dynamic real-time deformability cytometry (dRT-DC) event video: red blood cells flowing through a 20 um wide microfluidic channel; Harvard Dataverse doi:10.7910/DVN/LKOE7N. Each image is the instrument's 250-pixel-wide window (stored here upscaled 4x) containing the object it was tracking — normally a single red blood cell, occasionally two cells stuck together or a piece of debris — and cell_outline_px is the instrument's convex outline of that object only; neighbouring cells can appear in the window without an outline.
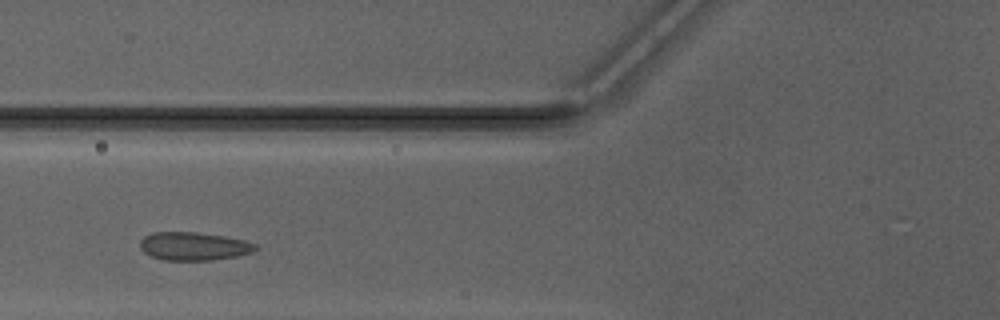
{"species": "Egyptian fruit bat (a non-hibernating species)", "species_latin": "Rousettus aegyptiacus", "temperature_condition": "warm", "stored_images_in_passage": 32, "camera_frame_rate_fps": 3000, "um_per_image_px": 0.085, "animal": {"sex": "male"}, "frame": {"image": 1, "passage_image": 7, "time_ms": 2.0, "image_size_px": [1000, 320], "cell_outline_px": [[260, 248], [252, 252], [236, 256], [212, 260], [160, 260], [144, 252], [140, 248], [140, 240], [144, 236], [152, 232], [196, 232], [224, 236], [244, 240], [256, 244]], "centroid_in_image_um": [16.46, 20.93], "position_along_channel_um": 109.3, "area_um2": 19.07}}
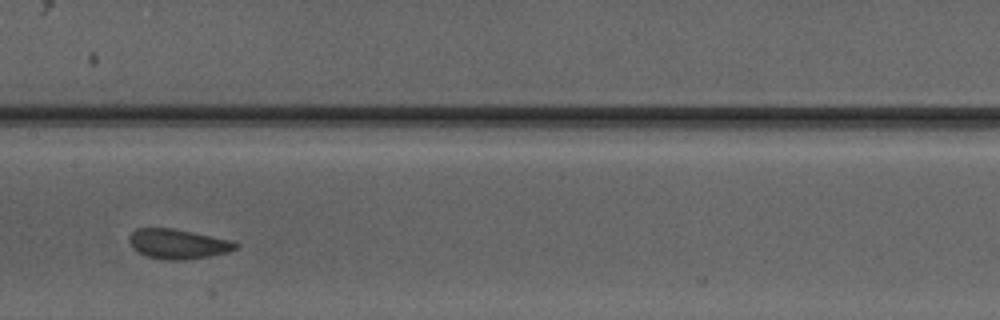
{"frame": {"image": 2, "passage_image": 13, "time_ms": 4.0, "image_size_px": [1000, 320], "cell_outline_px": [[240, 244], [236, 248], [228, 252], [208, 256], [184, 260], [168, 260], [144, 256], [136, 252], [132, 248], [128, 240], [128, 236], [136, 228], [172, 228], [232, 240]], "centroid_in_image_um": [15.08, 20.74], "position_along_channel_um": 192.3, "area_um2": 18.61}}
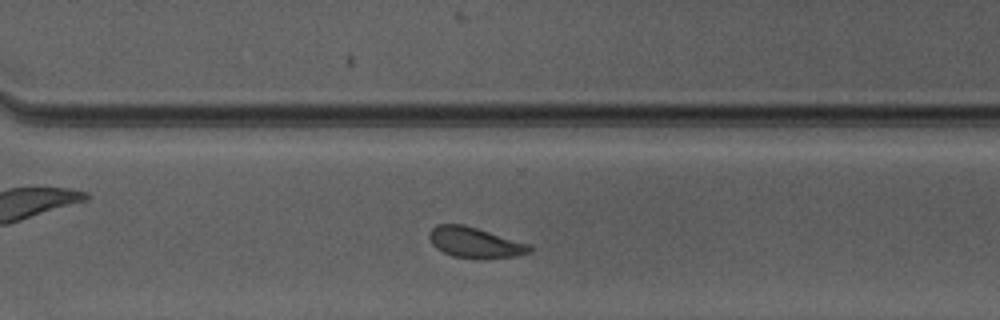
{"frame": {"image": 3, "passage_image": 23, "time_ms": 7.333, "image_size_px": [1000, 320], "cell_outline_px": [[532, 252], [516, 256], [452, 256], [436, 248], [432, 244], [428, 236], [428, 232], [436, 224], [464, 224], [532, 244]], "centroid_in_image_um": [40.37, 20.56], "position_along_channel_um": 330.2, "area_um2": 17.46}, "authors_computed_cell_mechanics": {"area_um2": 18.3515, "velocity_mm_per_s": 4.1357, "shape_relaxation_time_tau1_ms": 1.7234, "shape_relaxation_time_tau2_ms": 0.8688, "deformation_change_tau1": 0.0461, "deformation_change_tau2": 0.052}}